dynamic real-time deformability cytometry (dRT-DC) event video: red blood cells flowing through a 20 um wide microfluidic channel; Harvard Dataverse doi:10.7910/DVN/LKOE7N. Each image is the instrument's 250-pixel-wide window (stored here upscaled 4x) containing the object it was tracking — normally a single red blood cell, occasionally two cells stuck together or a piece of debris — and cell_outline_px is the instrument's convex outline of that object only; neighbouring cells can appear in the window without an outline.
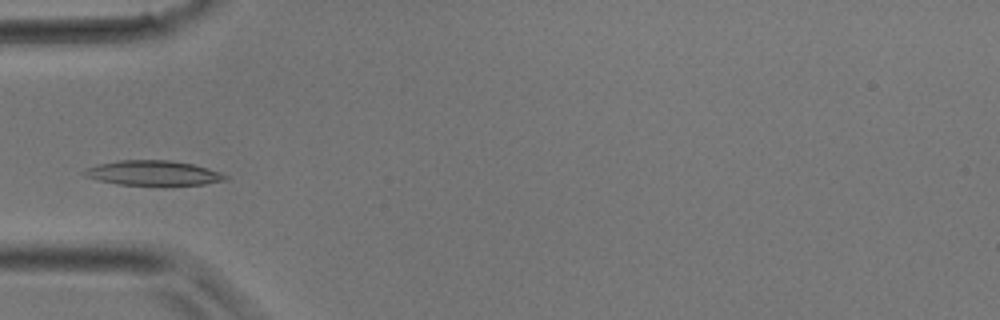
{"species": "common noctule bat (a hibernating species)", "species_latin": "Nyctalus noctula", "temperature_condition": "room temperature", "stored_images_in_passage": 32, "camera_frame_rate_fps": 3000, "um_per_image_px": 0.085, "animal": {"sex": "male", "body_mass_g": 17.9}, "frame": {"image": 1, "passage_image": 8, "time_ms": 2.333, "image_size_px": [1000, 320], "cell_outline_px": [[228, 180], [204, 184], [116, 184], [84, 176], [80, 172], [84, 168], [116, 160], [172, 160], [192, 164], [208, 168], [228, 176]], "centroid_in_image_um": [12.98, 14.69], "position_along_channel_um": 72.0, "area_um2": 20.17}}
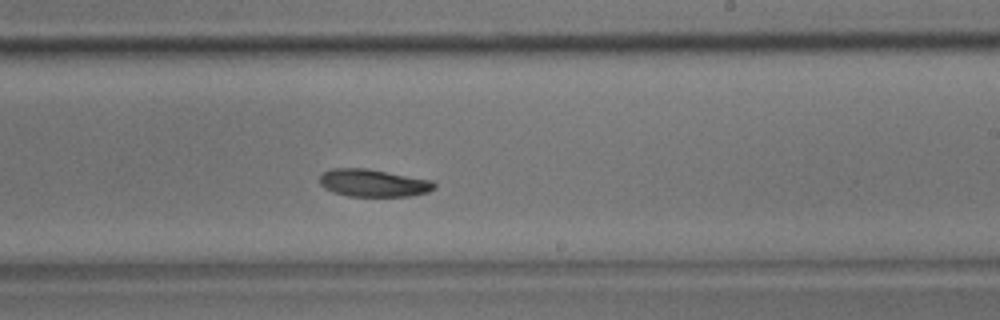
{"frame": {"image": 2, "passage_image": 18, "time_ms": 5.667, "image_size_px": [1000, 320], "cell_outline_px": [[436, 188], [428, 192], [408, 196], [348, 196], [332, 192], [324, 188], [320, 184], [320, 176], [324, 172], [332, 168], [368, 168], [432, 180], [436, 184]], "centroid_in_image_um": [31.74, 15.55], "position_along_channel_um": 257.3, "area_um2": 18.5}}
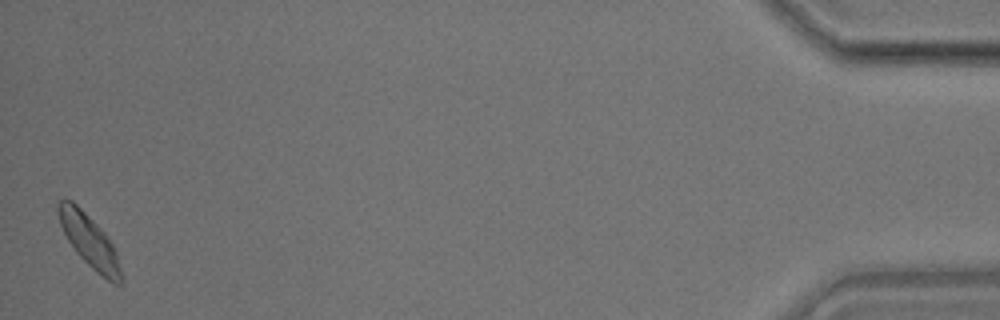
{"frame": {"image": 3, "passage_image": 32, "time_ms": 10.333, "image_size_px": [1000, 320], "cell_outline_px": [[124, 276], [120, 284], [116, 284], [108, 280], [96, 272], [76, 252], [68, 240], [60, 224], [56, 208], [56, 204], [60, 200], [72, 200], [104, 232], [112, 244], [116, 252]], "centroid_in_image_um": [7.6, 20.5], "position_along_channel_um": 427.6, "area_um2": 18.96}}